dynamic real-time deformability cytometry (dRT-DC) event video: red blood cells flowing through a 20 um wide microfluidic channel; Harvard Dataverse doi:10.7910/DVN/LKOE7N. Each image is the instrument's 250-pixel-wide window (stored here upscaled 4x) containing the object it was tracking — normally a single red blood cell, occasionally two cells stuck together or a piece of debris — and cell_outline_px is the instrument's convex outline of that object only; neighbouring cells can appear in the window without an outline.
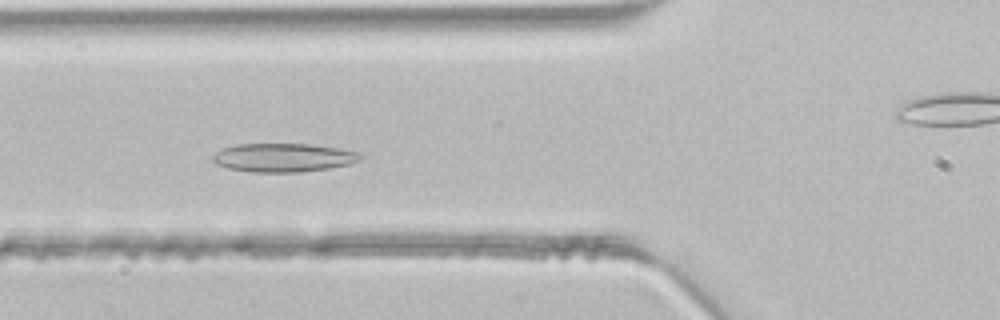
{"species": "common noctule bat (a hibernating species)", "species_latin": "Nyctalus noctula", "temperature_condition": "room temperature", "stored_images_in_passage": 46, "camera_frame_rate_fps": 3000, "um_per_image_px": 0.085, "animal": {"sex": "male", "body_mass_g": 21.5, "forearm_length_mm": 52.0}, "frame": {"image": 1, "passage_image": 16, "time_ms": 5.0, "image_size_px": [1000, 320], "cell_outline_px": [[364, 156], [360, 160], [348, 164], [328, 168], [300, 172], [252, 172], [228, 168], [216, 164], [212, 160], [212, 156], [216, 152], [224, 148], [236, 144], [308, 144], [340, 148], [360, 152]], "centroid_in_image_um": [24.1, 13.39], "position_along_channel_um": 101.7, "area_um2": 24.62}}
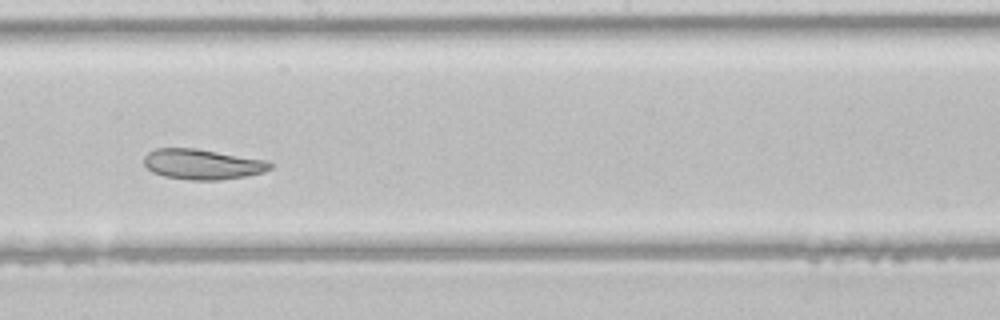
{"frame": {"image": 2, "passage_image": 25, "time_ms": 8.0, "image_size_px": [1000, 320], "cell_outline_px": [[272, 168], [264, 172], [244, 176], [220, 180], [188, 180], [164, 176], [152, 172], [144, 164], [144, 156], [148, 152], [156, 148], [196, 148], [268, 160], [272, 164]], "centroid_in_image_um": [17.21, 13.95], "position_along_channel_um": 231.0, "area_um2": 22.43}}
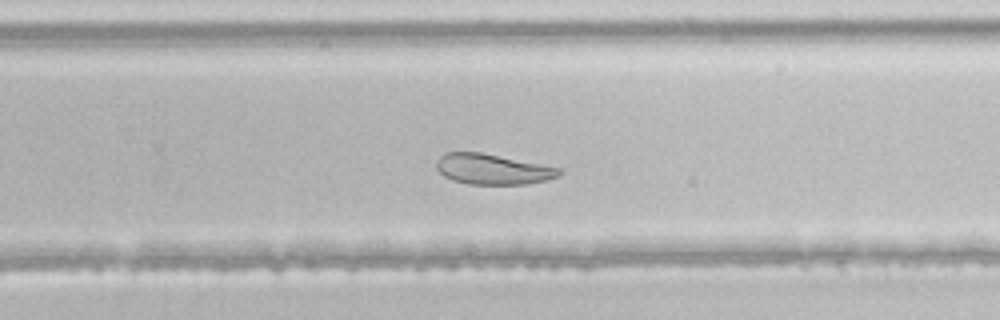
{"frame": {"image": 3, "passage_image": 29, "time_ms": 9.333, "image_size_px": [1000, 320], "cell_outline_px": [[560, 176], [528, 184], [468, 184], [452, 180], [444, 176], [436, 168], [436, 160], [444, 152], [480, 152], [560, 168]], "centroid_in_image_um": [41.82, 14.38], "position_along_channel_um": 288.0, "area_um2": 21.62}}